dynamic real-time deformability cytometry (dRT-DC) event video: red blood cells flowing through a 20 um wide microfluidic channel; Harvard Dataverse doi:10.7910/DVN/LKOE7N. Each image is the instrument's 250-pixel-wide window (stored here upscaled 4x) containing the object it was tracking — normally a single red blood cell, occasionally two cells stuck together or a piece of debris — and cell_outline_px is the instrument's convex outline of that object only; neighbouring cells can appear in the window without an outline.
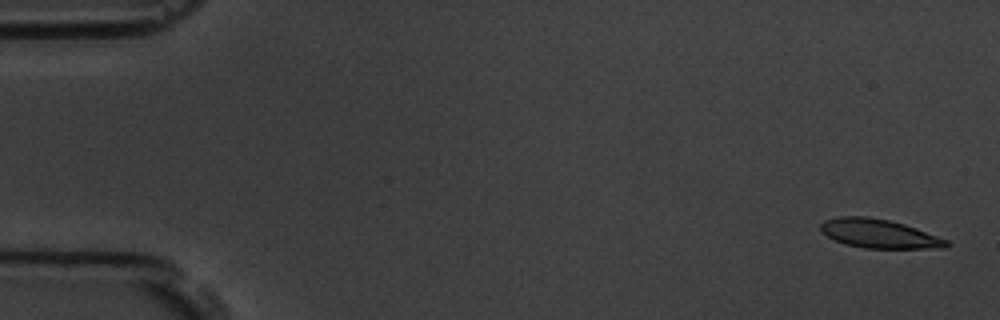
{"species": "common noctule bat (a hibernating species)", "species_latin": "Nyctalus noctula", "temperature_condition": "room temperature", "stored_images_in_passage": 5, "camera_frame_rate_fps": 3000, "um_per_image_px": 0.085, "animal": {"sex": "male", "body_mass_g": 19.5, "forearm_length_mm": 54.6}, "frame": {"image": 1, "passage_image": 1, "time_ms": 0.0, "image_size_px": [1000, 320], "cell_outline_px": [[952, 244], [944, 248], [864, 248], [844, 244], [820, 232], [820, 224], [824, 220], [840, 216], [868, 216], [888, 220], [904, 224], [916, 228], [948, 240]], "centroid_in_image_um": [74.71, 19.86], "position_along_channel_um": 10.3, "area_um2": 21.21}}
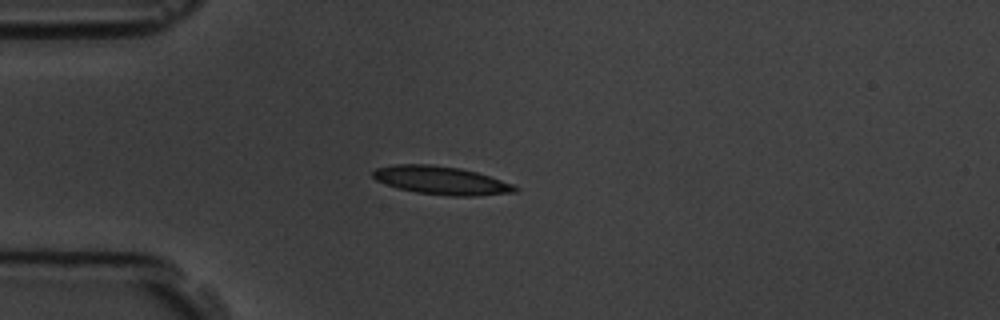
{"frame": {"image": 2, "passage_image": 5, "time_ms": 4.333, "image_size_px": [1000, 320], "cell_outline_px": [[520, 188], [516, 192], [476, 196], [448, 196], [416, 192], [396, 188], [376, 180], [372, 176], [372, 172], [376, 168], [396, 164], [428, 164], [460, 168], [476, 172], [512, 184]], "centroid_in_image_um": [37.48, 15.34], "position_along_channel_um": 47.5, "area_um2": 23.35}}